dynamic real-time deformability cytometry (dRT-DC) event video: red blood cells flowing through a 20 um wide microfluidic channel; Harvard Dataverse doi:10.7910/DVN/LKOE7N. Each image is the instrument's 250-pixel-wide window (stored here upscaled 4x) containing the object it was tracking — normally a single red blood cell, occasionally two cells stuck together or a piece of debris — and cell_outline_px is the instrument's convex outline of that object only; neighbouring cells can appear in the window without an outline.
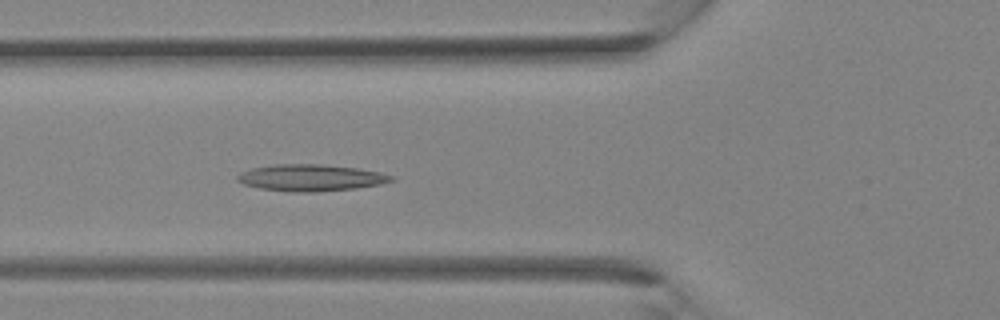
{"species": "Egyptian fruit bat (a non-hibernating species)", "species_latin": "Rousettus aegyptiacus", "temperature_condition": "room temperature", "stored_images_in_passage": 33, "camera_frame_rate_fps": 3000, "um_per_image_px": 0.085, "animal": {"sex": "female"}, "frame": {"image": 1, "passage_image": 10, "time_ms": 3.0, "image_size_px": [1000, 320], "cell_outline_px": [[396, 180], [380, 184], [356, 188], [316, 192], [288, 192], [260, 188], [244, 184], [236, 180], [236, 176], [240, 172], [252, 168], [276, 164], [320, 164], [356, 168], [380, 172], [396, 176]], "centroid_in_image_um": [26.43, 15.11], "position_along_channel_um": 99.4, "area_um2": 24.04}}
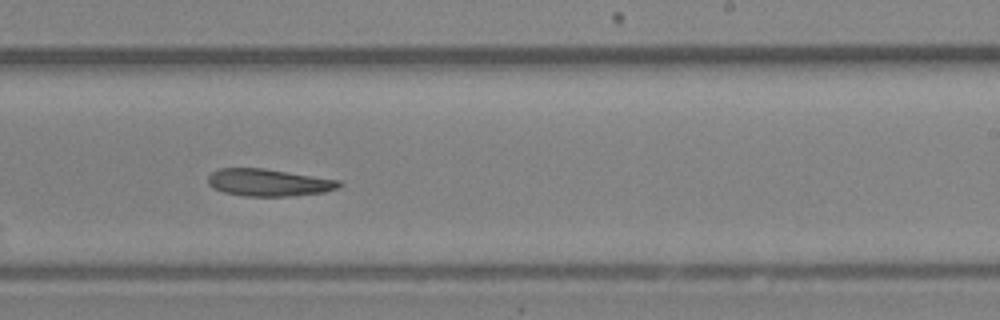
{"frame": {"image": 2, "passage_image": 19, "time_ms": 6.0, "image_size_px": [1000, 320], "cell_outline_px": [[344, 184], [340, 188], [324, 192], [292, 196], [244, 196], [224, 192], [212, 188], [208, 184], [208, 176], [212, 172], [220, 168], [264, 168], [340, 180]], "centroid_in_image_um": [22.86, 15.52], "position_along_channel_um": 266.1, "area_um2": 20.98}}
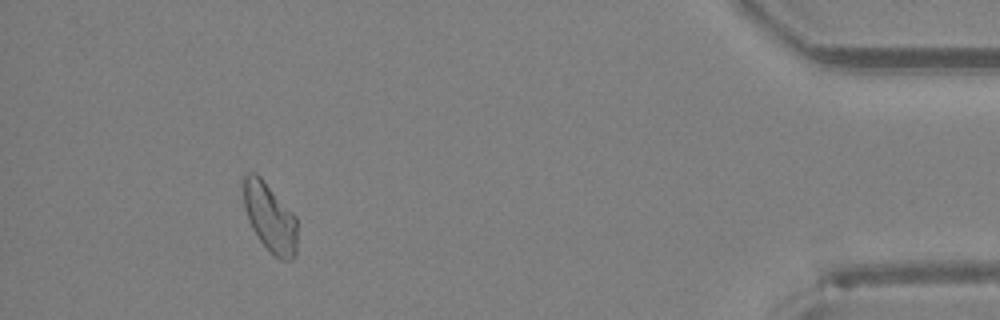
{"frame": {"image": 3, "passage_image": 30, "time_ms": 9.667, "image_size_px": [1000, 320], "cell_outline_px": [[296, 252], [292, 260], [280, 260], [260, 240], [252, 228], [248, 220], [244, 208], [244, 172], [256, 172], [260, 176], [296, 216]], "centroid_in_image_um": [22.93, 18.46], "position_along_channel_um": 412.3, "area_um2": 21.33}}